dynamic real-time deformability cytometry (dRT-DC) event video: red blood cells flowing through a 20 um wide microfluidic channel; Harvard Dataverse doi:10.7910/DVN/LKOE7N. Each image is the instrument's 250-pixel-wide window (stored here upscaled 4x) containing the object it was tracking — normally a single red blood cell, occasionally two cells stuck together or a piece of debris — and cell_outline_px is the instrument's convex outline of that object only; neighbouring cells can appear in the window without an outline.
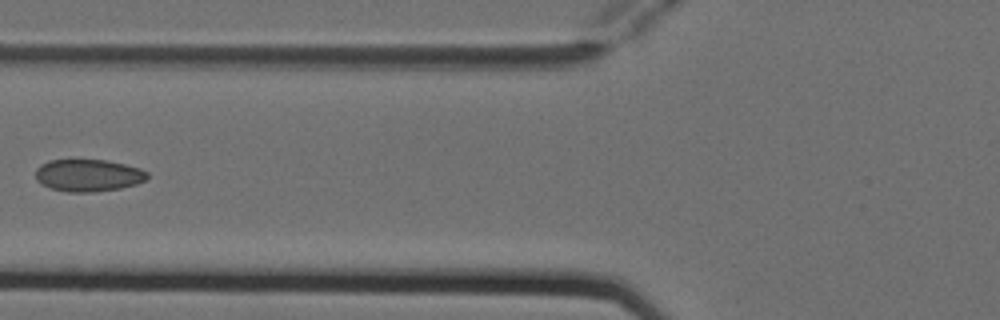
{"species": "Egyptian fruit bat (a non-hibernating species)", "species_latin": "Rousettus aegyptiacus", "temperature_condition": "cold", "stored_images_in_passage": 6, "camera_frame_rate_fps": 3000, "um_per_image_px": 0.085, "animal": {"sex": "female"}, "frame": {"image": 1, "passage_image": 5, "time_ms": 1.333, "image_size_px": [1000, 320], "cell_outline_px": [[148, 180], [136, 184], [120, 188], [92, 192], [68, 192], [52, 188], [40, 184], [36, 180], [36, 168], [40, 164], [48, 160], [72, 156], [108, 160], [140, 168], [148, 172]], "centroid_in_image_um": [7.46, 14.84], "position_along_channel_um": 118.3, "area_um2": 21.96}}
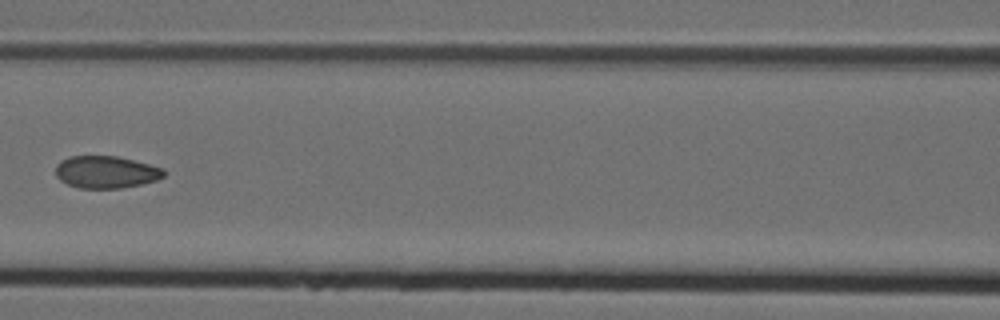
{"frame": {"image": 2, "passage_image": 6, "time_ms": 1.667, "image_size_px": [1000, 320], "cell_outline_px": [[164, 176], [156, 180], [140, 184], [120, 188], [80, 188], [68, 184], [60, 180], [56, 176], [56, 164], [60, 160], [68, 156], [116, 156], [164, 168]], "centroid_in_image_um": [8.97, 14.62], "position_along_channel_um": 157.6, "area_um2": 20.23}}